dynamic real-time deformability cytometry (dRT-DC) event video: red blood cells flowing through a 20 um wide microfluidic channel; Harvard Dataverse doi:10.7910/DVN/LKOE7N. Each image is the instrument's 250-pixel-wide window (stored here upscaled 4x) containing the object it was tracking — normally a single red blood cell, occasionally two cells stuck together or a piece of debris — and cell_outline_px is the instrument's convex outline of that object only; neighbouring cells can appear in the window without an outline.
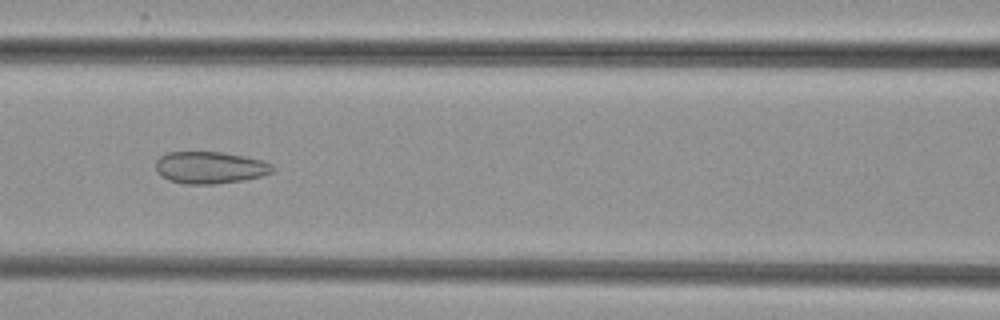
{"species": "common noctule bat (a hibernating species)", "species_latin": "Nyctalus noctula", "temperature_condition": "cold", "stored_images_in_passage": 9, "camera_frame_rate_fps": 3000, "um_per_image_px": 0.085, "animal": {"sex": "female", "body_mass_g": 29.2, "forearm_length_mm": 56.3}, "frame": {"image": 1, "passage_image": 7, "time_ms": 7.0, "image_size_px": [1000, 320], "cell_outline_px": [[276, 168], [272, 172], [260, 176], [244, 180], [216, 184], [184, 184], [168, 180], [160, 176], [156, 172], [156, 160], [160, 156], [168, 152], [224, 152], [244, 156], [260, 160], [272, 164]], "centroid_in_image_um": [17.83, 14.25], "position_along_channel_um": 148.8, "area_um2": 21.96}}
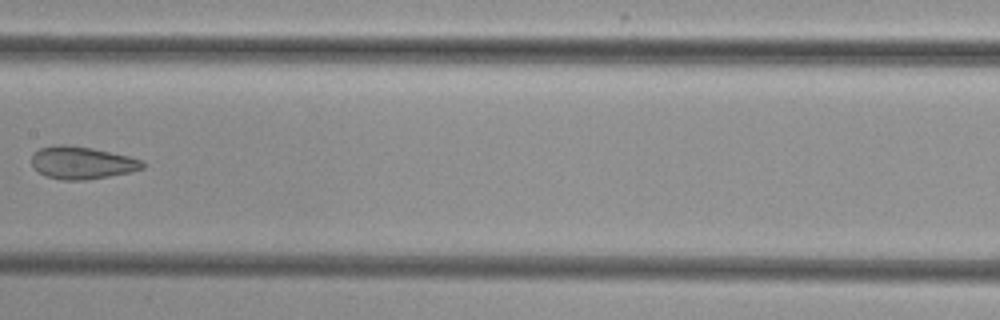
{"frame": {"image": 2, "passage_image": 8, "time_ms": 8.333, "image_size_px": [1000, 320], "cell_outline_px": [[144, 168], [128, 172], [88, 180], [60, 180], [44, 176], [32, 168], [32, 156], [40, 148], [56, 144], [68, 144], [92, 148], [128, 156], [144, 160]], "centroid_in_image_um": [6.93, 13.83], "position_along_channel_um": 200.5, "area_um2": 21.15}}
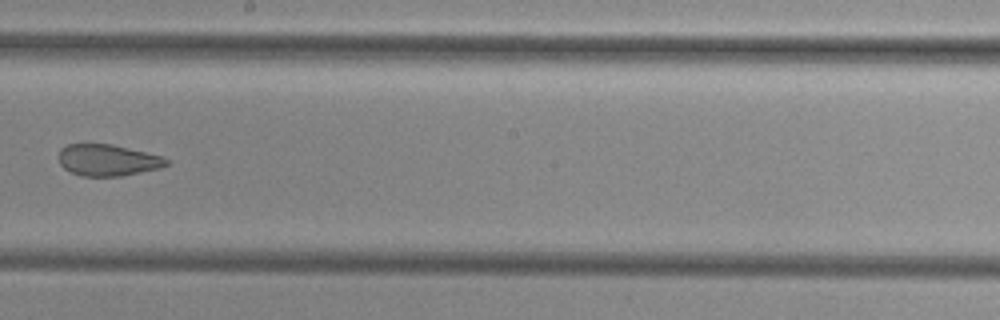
{"frame": {"image": 3, "passage_image": 9, "time_ms": 9.333, "image_size_px": [1000, 320], "cell_outline_px": [[168, 164], [160, 168], [120, 176], [80, 176], [64, 168], [60, 164], [60, 148], [68, 144], [112, 144], [164, 156], [168, 160]], "centroid_in_image_um": [9.17, 13.61], "position_along_channel_um": 239.0, "area_um2": 19.71}}